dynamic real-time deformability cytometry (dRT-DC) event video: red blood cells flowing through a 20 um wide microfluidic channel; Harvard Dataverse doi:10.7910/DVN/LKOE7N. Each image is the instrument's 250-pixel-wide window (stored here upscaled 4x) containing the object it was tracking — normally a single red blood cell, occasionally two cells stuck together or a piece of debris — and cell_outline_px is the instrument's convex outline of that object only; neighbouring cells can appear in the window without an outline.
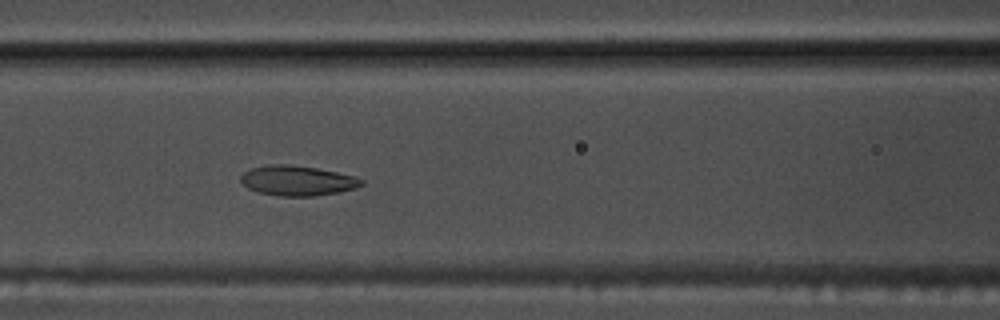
{"species": "common noctule bat (a hibernating species)", "species_latin": "Nyctalus noctula", "temperature_condition": "warm", "stored_images_in_passage": 52, "camera_frame_rate_fps": 3000, "um_per_image_px": 0.085, "animal": {"sex": "male", "body_mass_g": 17.5, "forearm_length_mm": 52.3}, "frame": {"image": 1, "passage_image": 24, "time_ms": 7.667, "image_size_px": [1000, 320], "cell_outline_px": [[364, 184], [356, 188], [336, 192], [312, 196], [280, 196], [260, 192], [248, 188], [240, 180], [240, 176], [244, 172], [252, 168], [268, 164], [288, 164], [316, 168], [336, 172], [352, 176], [364, 180]], "centroid_in_image_um": [25.26, 15.35], "position_along_channel_um": 141.3, "area_um2": 20.87}}
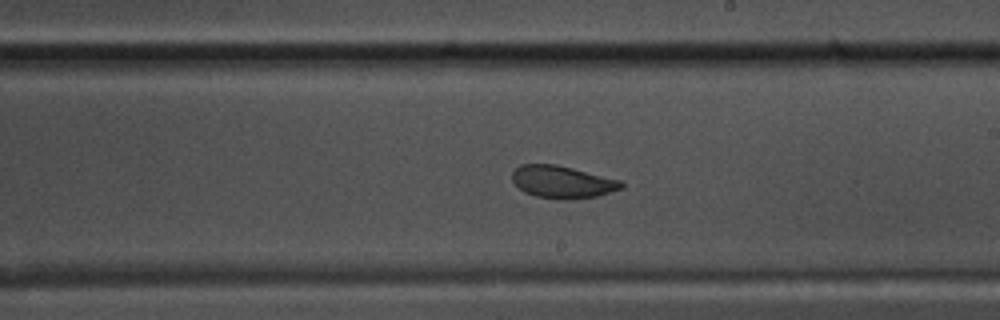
{"frame": {"image": 2, "passage_image": 32, "time_ms": 10.333, "image_size_px": [1000, 320], "cell_outline_px": [[624, 188], [596, 196], [568, 200], [564, 200], [536, 196], [524, 192], [512, 180], [512, 172], [520, 164], [556, 164], [620, 180], [624, 184]], "centroid_in_image_um": [47.79, 15.47], "position_along_channel_um": 241.2, "area_um2": 20.52}}
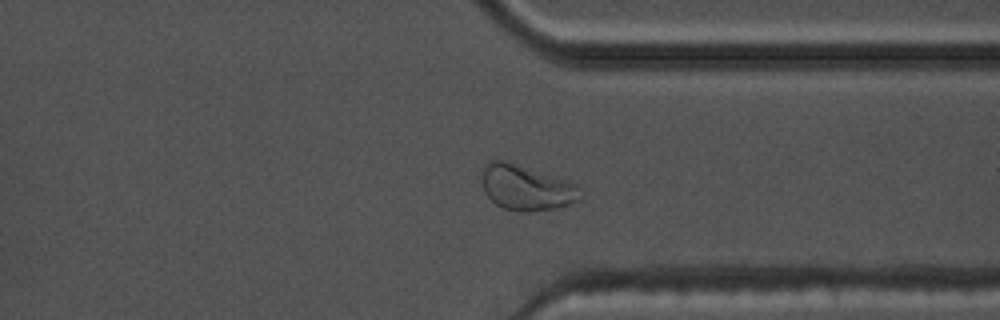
{"frame": {"image": 3, "passage_image": 42, "time_ms": 13.667, "image_size_px": [1000, 320], "cell_outline_px": [[580, 200], [572, 204], [556, 208], [528, 212], [520, 212], [504, 208], [496, 204], [488, 196], [484, 188], [480, 172], [488, 160], [504, 160], [580, 184]], "centroid_in_image_um": [44.75, 15.95], "position_along_channel_um": 366.6, "area_um2": 26.18}, "authors_computed_cell_mechanics": {"area_um2": 21.8195, "velocity_mm_per_s": 3.7659, "shape_relaxation_time_tau1_ms": 5.1425, "shape_relaxation_time_tau2_ms": 1.6675, "deformation_change_tau1": 0.1413, "deformation_change_tau2": 0.0717}}